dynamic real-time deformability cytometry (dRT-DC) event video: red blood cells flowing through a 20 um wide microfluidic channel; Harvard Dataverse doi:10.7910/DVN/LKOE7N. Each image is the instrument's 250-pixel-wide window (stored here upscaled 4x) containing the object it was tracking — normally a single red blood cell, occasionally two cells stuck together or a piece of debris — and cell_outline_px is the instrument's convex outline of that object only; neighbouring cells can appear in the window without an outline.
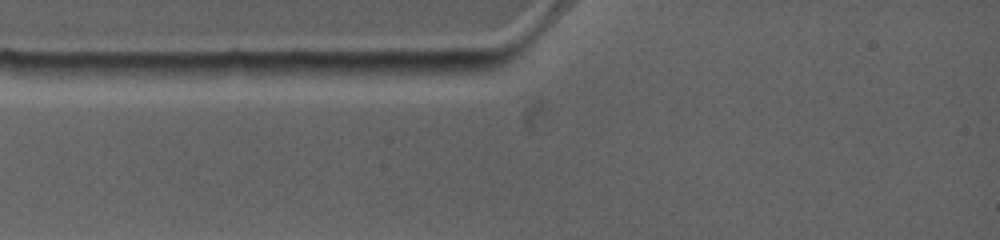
{"species": "common noctule bat (a hibernating species)", "species_latin": "Nyctalus noctula", "temperature_condition": "warm", "stored_images_in_passage": 3, "camera_frame_rate_fps": 4500, "um_per_image_px": 0.085, "animal": {"sex": "female", "body_mass_g": 19.0, "forearm_length_mm": 53.3}, "frame": {"image": 1, "passage_image": 1, "time_ms": 0.0, "image_size_px": [1000, 240], "cell_outline_px": [[468, 72], [316, 72], [320, 64], [448, 60], [464, 60]], "centroid_in_image_um": [33.78, 5.68], "position_along_channel_um": 51.2, "area_um2": 10.92}}